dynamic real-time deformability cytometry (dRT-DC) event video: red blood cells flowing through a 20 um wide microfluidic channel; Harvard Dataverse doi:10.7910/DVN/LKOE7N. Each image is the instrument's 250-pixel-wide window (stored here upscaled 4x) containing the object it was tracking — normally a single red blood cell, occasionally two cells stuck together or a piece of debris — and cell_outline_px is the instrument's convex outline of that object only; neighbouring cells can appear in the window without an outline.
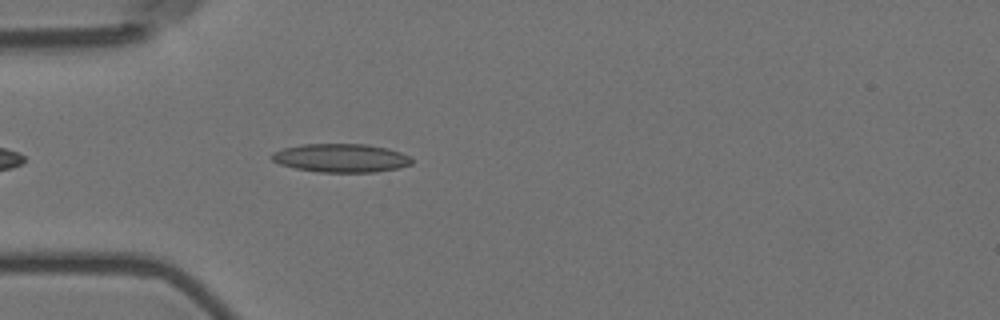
{"species": "Egyptian fruit bat (a non-hibernating species)", "species_latin": "Rousettus aegyptiacus", "temperature_condition": "room temperature", "stored_images_in_passage": 36, "camera_frame_rate_fps": 3000, "um_per_image_px": 0.085, "animal": {"sex": "female"}, "frame": {"image": 1, "passage_image": 5, "time_ms": 1.333, "image_size_px": [1000, 320], "cell_outline_px": [[412, 164], [400, 168], [376, 172], [320, 172], [296, 168], [280, 164], [272, 160], [272, 152], [284, 148], [304, 144], [368, 144], [388, 148], [400, 152], [408, 156], [412, 160]], "centroid_in_image_um": [29.01, 13.43], "position_along_channel_um": 56.0, "area_um2": 23.24}}
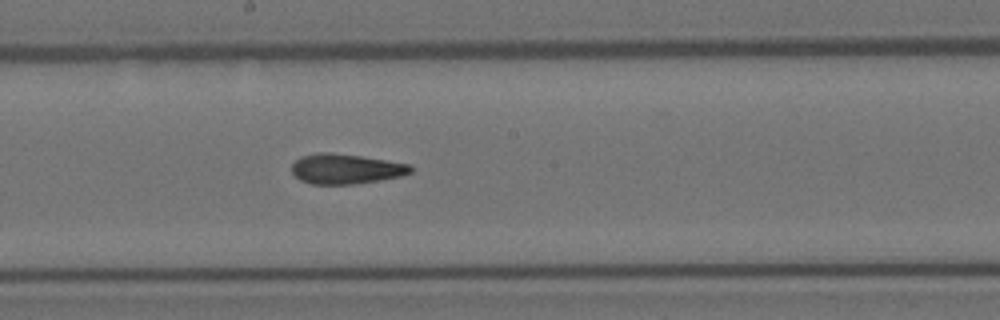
{"frame": {"image": 2, "passage_image": 19, "time_ms": 6.0, "image_size_px": [1000, 320], "cell_outline_px": [[412, 172], [400, 176], [380, 180], [352, 184], [312, 184], [300, 180], [292, 172], [292, 164], [300, 156], [316, 152], [332, 152], [360, 156], [412, 164]], "centroid_in_image_um": [29.38, 14.34], "position_along_channel_um": 218.8, "area_um2": 20.87}}
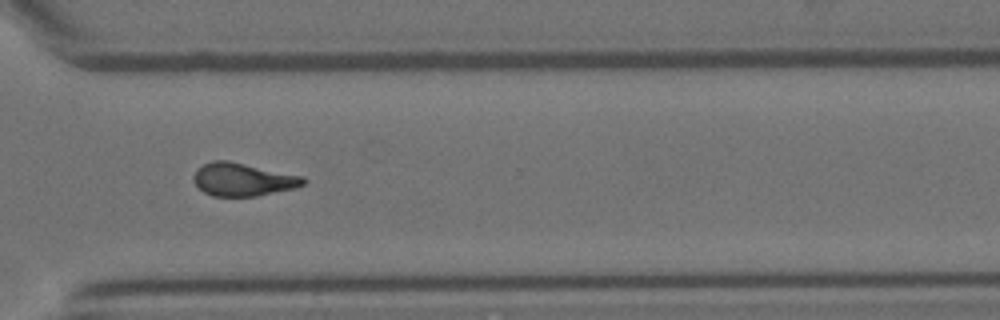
{"frame": {"image": 3, "passage_image": 30, "time_ms": 9.667, "image_size_px": [1000, 320], "cell_outline_px": [[308, 180], [304, 184], [292, 188], [256, 196], [212, 196], [204, 192], [196, 184], [192, 176], [204, 164], [212, 160], [228, 160], [304, 176]], "centroid_in_image_um": [20.66, 15.25], "position_along_channel_um": 349.9, "area_um2": 20.92}, "authors_computed_cell_mechanics": {"area_um2": 20.8947, "velocity_mm_per_s": 3.5912, "shape_relaxation_time_tau1_ms": null, "shape_relaxation_time_tau2_ms": 3.2728, "deformation_change_tau1": null, "deformation_change_tau2": 0.1175}}